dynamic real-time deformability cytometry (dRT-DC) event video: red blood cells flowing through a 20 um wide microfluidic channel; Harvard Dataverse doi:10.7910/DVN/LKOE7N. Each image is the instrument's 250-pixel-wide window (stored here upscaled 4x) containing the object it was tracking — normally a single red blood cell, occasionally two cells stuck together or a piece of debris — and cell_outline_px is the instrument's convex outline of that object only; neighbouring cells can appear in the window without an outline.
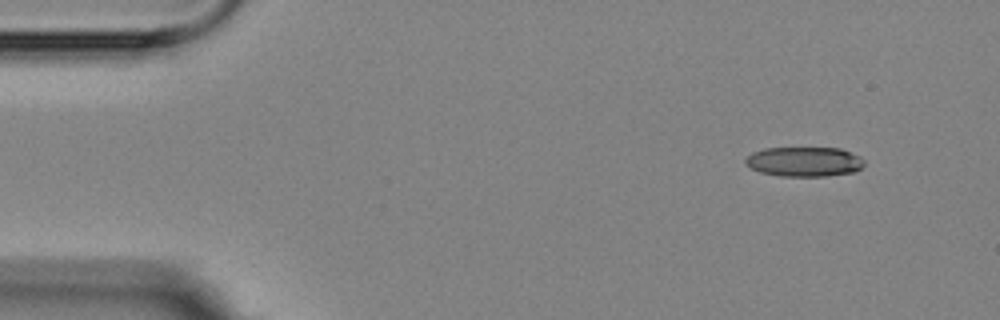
{"species": "Egyptian fruit bat (a non-hibernating species)", "species_latin": "Rousettus aegyptiacus", "temperature_condition": "room temperature", "stored_images_in_passage": 4, "camera_frame_rate_fps": 3000, "um_per_image_px": 0.085, "animal": {"sex": "female"}, "frame": {"image": 1, "passage_image": 1, "time_ms": 0.0, "image_size_px": [1000, 320], "cell_outline_px": [[864, 164], [856, 172], [828, 176], [780, 176], [760, 172], [744, 164], [744, 160], [752, 152], [764, 148], [840, 148], [860, 156], [864, 160]], "centroid_in_image_um": [68.36, 13.74], "position_along_channel_um": 16.6, "area_um2": 20.69}}
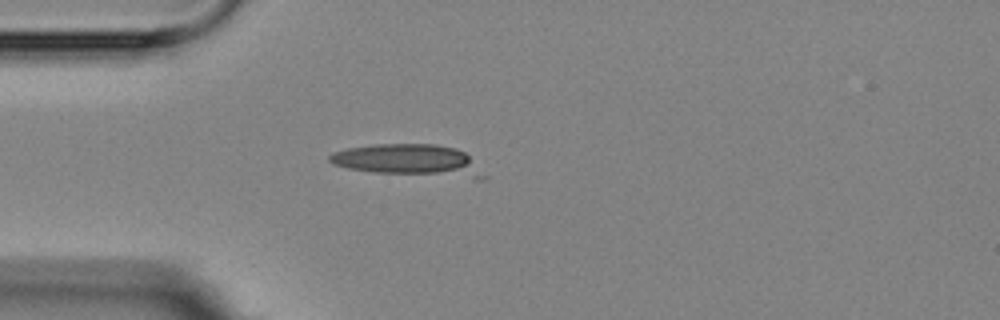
{"frame": {"image": 2, "passage_image": 3, "time_ms": 3.333, "image_size_px": [1000, 320], "cell_outline_px": [[488, 180], [480, 180], [372, 172], [348, 168], [332, 164], [328, 160], [328, 156], [332, 152], [348, 148], [376, 144], [436, 144], [456, 148], [464, 152], [488, 176]], "centroid_in_image_um": [34.83, 13.66], "position_along_channel_um": 50.2, "area_um2": 29.13}}